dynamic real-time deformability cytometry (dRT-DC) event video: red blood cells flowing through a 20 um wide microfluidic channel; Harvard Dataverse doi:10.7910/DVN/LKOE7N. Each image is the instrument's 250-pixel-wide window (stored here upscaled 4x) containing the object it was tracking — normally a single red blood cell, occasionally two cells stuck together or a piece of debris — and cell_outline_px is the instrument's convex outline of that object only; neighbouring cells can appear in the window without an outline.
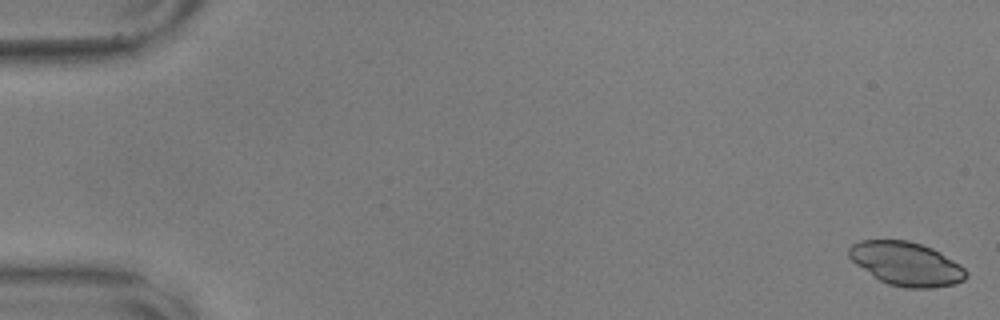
{"species": "common noctule bat (a hibernating species)", "species_latin": "Nyctalus noctula", "temperature_condition": "warm", "stored_images_in_passage": 56, "camera_frame_rate_fps": 3000, "um_per_image_px": 0.085, "animal": {"sex": "male", "body_mass_g": 17.9, "forearm_length_mm": 54.2}, "frame": {"image": 1, "passage_image": 1, "time_ms": 0.0, "image_size_px": [1000, 320], "cell_outline_px": [[968, 276], [964, 280], [956, 284], [932, 288], [904, 288], [888, 284], [872, 276], [856, 264], [848, 256], [848, 248], [852, 244], [860, 240], [908, 240], [932, 248], [940, 252], [960, 264], [968, 272]], "centroid_in_image_um": [77.04, 22.43], "position_along_channel_um": 8.0, "area_um2": 30.0}}
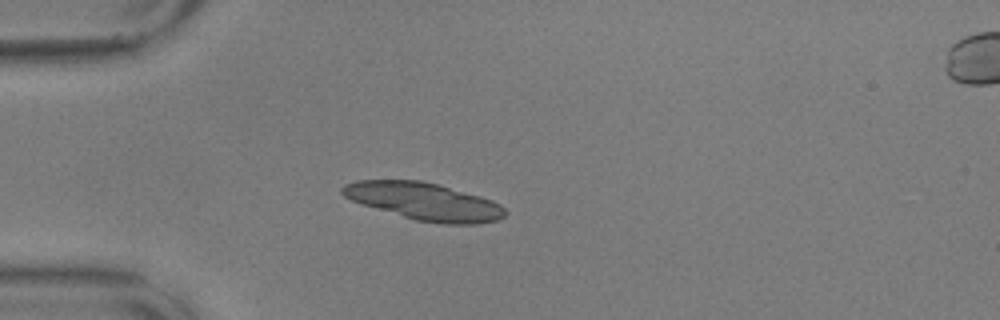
{"frame": {"image": 2, "passage_image": 16, "time_ms": 5.0, "image_size_px": [1000, 320], "cell_outline_px": [[508, 212], [504, 216], [496, 220], [480, 224], [444, 224], [416, 220], [364, 204], [352, 200], [344, 196], [340, 192], [340, 188], [344, 184], [356, 180], [420, 180], [440, 184], [480, 196], [492, 200], [500, 204]], "centroid_in_image_um": [36.08, 17.11], "position_along_channel_um": 48.9, "area_um2": 35.37}}